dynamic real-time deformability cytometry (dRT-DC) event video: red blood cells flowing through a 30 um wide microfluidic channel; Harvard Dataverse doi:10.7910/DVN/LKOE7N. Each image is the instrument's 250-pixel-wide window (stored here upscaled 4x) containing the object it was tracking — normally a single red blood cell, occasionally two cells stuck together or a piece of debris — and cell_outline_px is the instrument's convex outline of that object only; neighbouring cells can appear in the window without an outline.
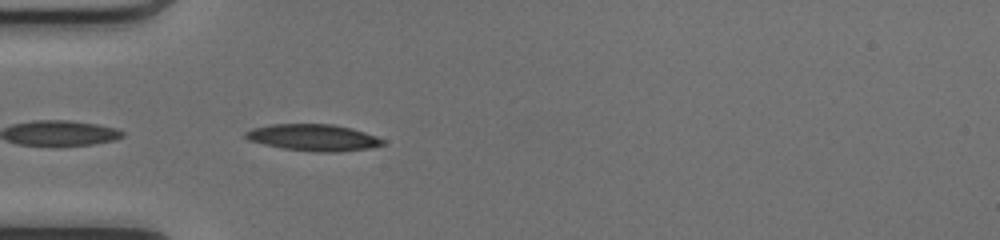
{"species": "common noctule bat (a hibernating species)", "species_latin": "Nyctalus noctula", "temperature_condition": "cold", "stored_images_in_passage": 15, "camera_frame_rate_fps": 3000, "um_per_image_px": 0.085, "animal": {"sex": "female", "body_mass_g": 17.0, "forearm_length_mm": 48.0}, "frame": {"image": 1, "passage_image": 1, "time_ms": 0.0, "image_size_px": [1000, 240], "cell_outline_px": [[384, 144], [372, 148], [336, 152], [316, 152], [284, 148], [264, 144], [248, 140], [244, 136], [244, 132], [252, 128], [268, 124], [332, 124], [352, 128], [376, 136], [384, 140]], "centroid_in_image_um": [26.62, 11.69], "position_along_channel_um": 58.4, "area_um2": 21.33}}
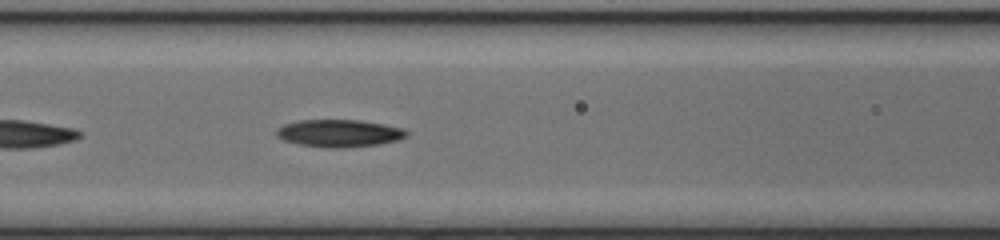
{"frame": {"image": 2, "passage_image": 7, "time_ms": 2.0, "image_size_px": [1000, 240], "cell_outline_px": [[408, 136], [400, 140], [380, 144], [344, 148], [328, 148], [300, 144], [284, 140], [276, 136], [276, 128], [284, 124], [300, 120], [356, 120], [384, 124], [404, 128], [408, 132]], "centroid_in_image_um": [28.86, 11.33], "position_along_channel_um": 137.7, "area_um2": 20.92}}
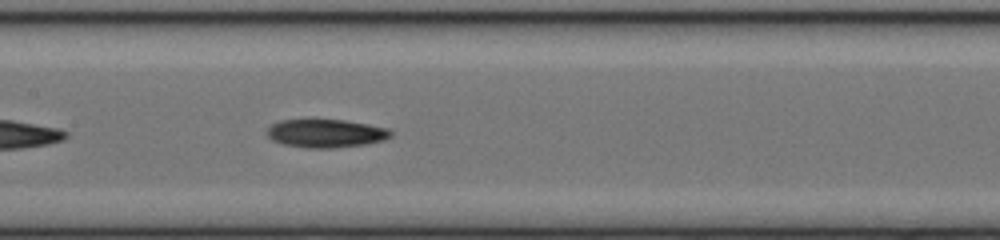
{"frame": {"image": 3, "passage_image": 10, "time_ms": 3.0, "image_size_px": [1000, 240], "cell_outline_px": [[392, 136], [384, 140], [364, 144], [332, 148], [304, 148], [284, 144], [272, 140], [264, 132], [272, 124], [280, 120], [344, 120], [368, 124], [388, 128], [392, 132]], "centroid_in_image_um": [27.68, 11.34], "position_along_channel_um": 179.7, "area_um2": 20.4}}